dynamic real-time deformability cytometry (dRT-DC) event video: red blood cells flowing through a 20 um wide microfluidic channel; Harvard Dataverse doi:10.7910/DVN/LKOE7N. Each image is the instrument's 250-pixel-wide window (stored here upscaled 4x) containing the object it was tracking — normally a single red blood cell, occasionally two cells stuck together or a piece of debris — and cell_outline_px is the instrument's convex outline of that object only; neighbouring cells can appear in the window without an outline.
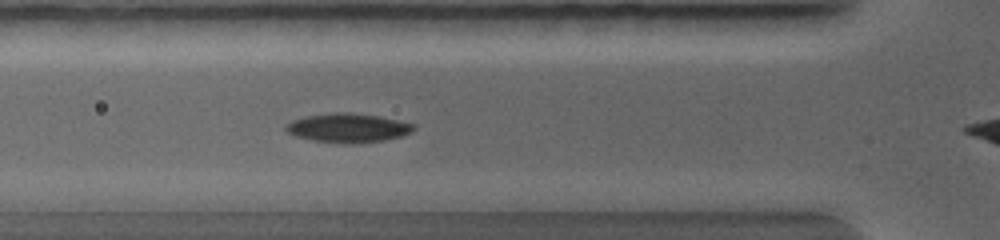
{"species": "common noctule bat (a hibernating species)", "species_latin": "Nyctalus noctula", "temperature_condition": "warm", "stored_images_in_passage": 17, "camera_frame_rate_fps": 5000, "um_per_image_px": 0.085, "animal": {"sex": "female", "body_mass_g": 19.0, "forearm_length_mm": 56.7}, "frame": {"image": 1, "passage_image": 3, "time_ms": 1.0, "image_size_px": [1000, 240], "cell_outline_px": [[412, 128], [408, 132], [396, 136], [380, 140], [316, 140], [300, 136], [288, 132], [284, 128], [288, 124], [296, 120], [308, 116], [372, 116], [412, 124]], "centroid_in_image_um": [29.52, 10.88], "position_along_channel_um": 96.3, "area_um2": 18.15}}
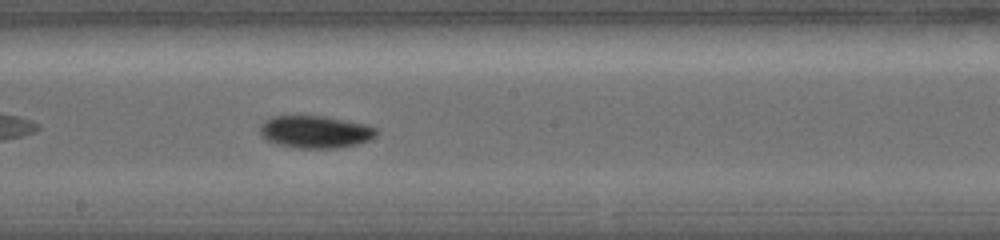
{"frame": {"image": 2, "passage_image": 8, "time_ms": 3.2, "image_size_px": [1000, 240], "cell_outline_px": [[376, 132], [368, 140], [356, 144], [328, 148], [308, 148], [288, 144], [272, 140], [264, 136], [264, 124], [268, 120], [276, 116], [320, 116], [360, 124], [376, 128]], "centroid_in_image_um": [26.88, 11.19], "position_along_channel_um": 221.3, "area_um2": 20.11}}
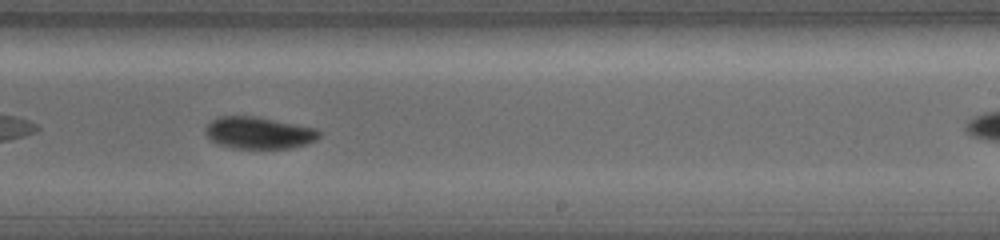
{"frame": {"image": 3, "passage_image": 10, "time_ms": 4.0, "image_size_px": [1000, 240], "cell_outline_px": [[320, 136], [304, 144], [292, 148], [240, 148], [212, 140], [208, 136], [208, 124], [212, 120], [224, 116], [248, 116], [312, 128], [320, 132]], "centroid_in_image_um": [22.01, 11.3], "position_along_channel_um": 267.0, "area_um2": 19.77}}